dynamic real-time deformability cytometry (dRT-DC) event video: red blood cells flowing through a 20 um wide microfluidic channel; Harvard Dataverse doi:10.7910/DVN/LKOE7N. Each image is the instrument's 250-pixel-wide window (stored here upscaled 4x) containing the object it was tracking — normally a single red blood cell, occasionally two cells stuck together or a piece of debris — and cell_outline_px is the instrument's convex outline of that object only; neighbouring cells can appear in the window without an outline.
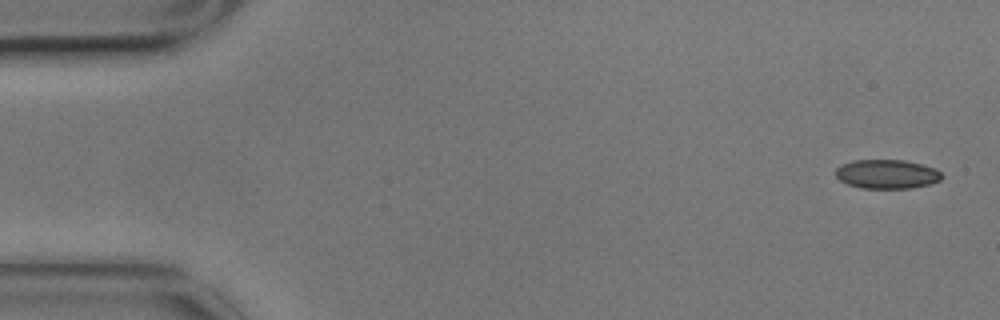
{"species": "common noctule bat (a hibernating species)", "species_latin": "Nyctalus noctula", "temperature_condition": "cold", "stored_images_in_passage": 3, "camera_frame_rate_fps": 3000, "um_per_image_px": 0.085, "animal": {"sex": "male", "body_mass_g": 17.9}, "frame": {"image": 1, "passage_image": 1, "time_ms": 0.0, "image_size_px": [1000, 320], "cell_outline_px": [[944, 176], [940, 180], [928, 184], [912, 188], [860, 188], [848, 184], [840, 180], [836, 176], [836, 168], [840, 164], [852, 160], [904, 160], [936, 168]], "centroid_in_image_um": [75.37, 14.79], "position_along_channel_um": 9.6, "area_um2": 18.03}}